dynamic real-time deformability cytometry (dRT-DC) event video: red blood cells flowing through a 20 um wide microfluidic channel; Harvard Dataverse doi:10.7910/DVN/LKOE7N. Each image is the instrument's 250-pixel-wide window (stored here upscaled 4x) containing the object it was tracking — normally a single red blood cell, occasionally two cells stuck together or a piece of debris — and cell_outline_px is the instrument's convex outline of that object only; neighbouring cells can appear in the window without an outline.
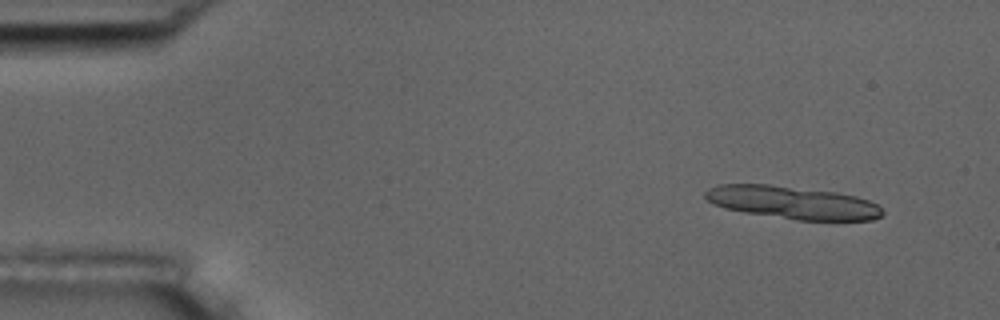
{"species": "common noctule bat (a hibernating species)", "species_latin": "Nyctalus noctula", "temperature_condition": "room temperature", "stored_images_in_passage": 7, "camera_frame_rate_fps": 3000, "um_per_image_px": 0.085, "animal": {"sex": "male", "body_mass_g": 17.5, "forearm_length_mm": 52.3}, "frame": {"image": 1, "passage_image": 2, "time_ms": 1.333, "image_size_px": [1000, 320], "cell_outline_px": [[884, 216], [872, 220], [796, 220], [744, 212], [724, 208], [708, 200], [704, 196], [704, 192], [708, 188], [716, 184], [768, 184], [836, 192], [856, 196], [868, 200], [876, 204], [884, 212]], "centroid_in_image_um": [67.37, 17.21], "position_along_channel_um": 17.6, "area_um2": 33.87}}
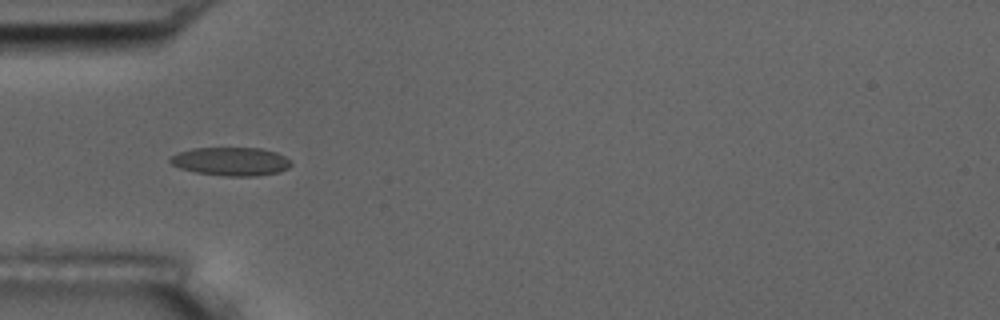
{"frame": {"image": 2, "passage_image": 6, "time_ms": 5.667, "image_size_px": [1000, 320], "cell_outline_px": [[292, 164], [288, 168], [276, 172], [256, 176], [224, 176], [196, 172], [180, 168], [172, 164], [168, 160], [176, 152], [192, 148], [260, 148], [276, 152], [292, 160]], "centroid_in_image_um": [19.62, 13.71], "position_along_channel_um": 65.4, "area_um2": 20.06}}